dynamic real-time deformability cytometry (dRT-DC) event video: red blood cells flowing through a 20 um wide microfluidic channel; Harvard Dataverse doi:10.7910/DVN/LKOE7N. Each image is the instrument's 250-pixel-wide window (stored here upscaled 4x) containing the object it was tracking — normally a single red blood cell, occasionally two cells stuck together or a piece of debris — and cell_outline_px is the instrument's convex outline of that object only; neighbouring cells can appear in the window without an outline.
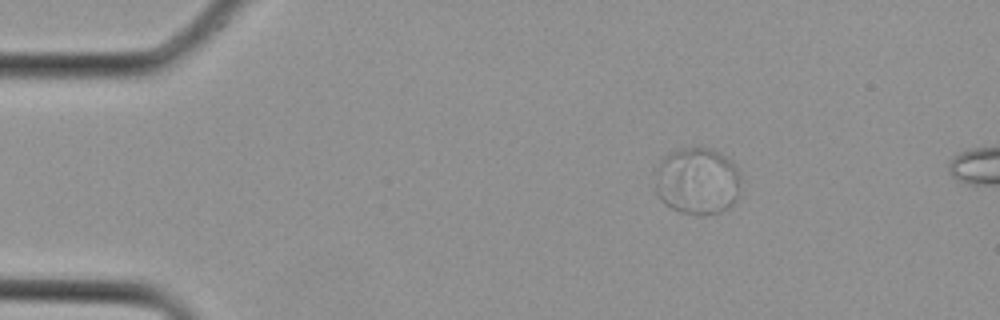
{"species": "Egyptian fruit bat (a non-hibernating species)", "species_latin": "Rousettus aegyptiacus", "temperature_condition": "cold", "stored_images_in_passage": 2, "camera_frame_rate_fps": 3000, "um_per_image_px": 0.085, "animal": {"sex": "female"}, "frame": {"image": 1, "passage_image": 1, "time_ms": 0.0, "image_size_px": [1000, 320], "cell_outline_px": [[740, 180], [736, 200], [732, 204], [720, 212], [704, 216], [700, 216], [680, 212], [664, 204], [660, 200], [656, 192], [656, 172], [660, 156], [676, 148], [712, 148], [720, 152], [732, 160], [736, 164], [740, 172]], "centroid_in_image_um": [59.26, 15.37], "position_along_channel_um": 25.7, "area_um2": 34.28}}